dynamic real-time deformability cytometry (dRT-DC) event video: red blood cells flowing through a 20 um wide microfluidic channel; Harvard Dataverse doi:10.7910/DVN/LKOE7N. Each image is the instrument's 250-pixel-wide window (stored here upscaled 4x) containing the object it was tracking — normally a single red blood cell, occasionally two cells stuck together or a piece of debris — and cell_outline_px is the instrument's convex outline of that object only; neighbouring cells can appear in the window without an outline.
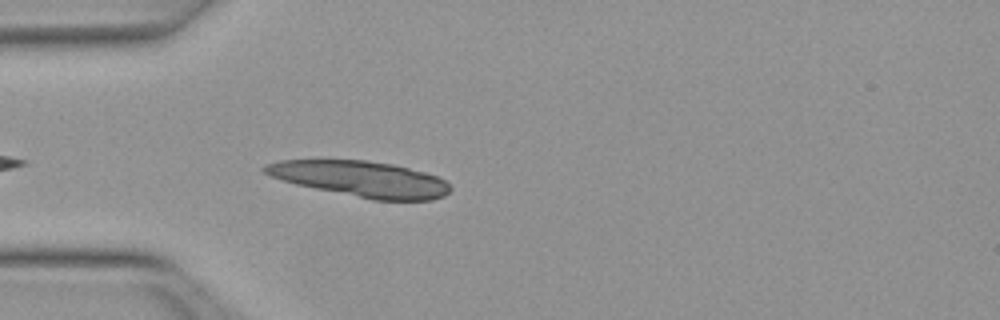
{"species": "Egyptian fruit bat (a non-hibernating species)", "species_latin": "Rousettus aegyptiacus", "temperature_condition": "warm", "stored_images_in_passage": 32, "camera_frame_rate_fps": 3000, "um_per_image_px": 0.085, "animal": {"sex": "female"}, "frame": {"image": 1, "passage_image": 3, "time_ms": 0.667, "image_size_px": [1000, 320], "cell_outline_px": [[452, 188], [444, 196], [432, 200], [372, 200], [296, 184], [272, 176], [264, 172], [260, 168], [264, 164], [280, 160], [368, 160], [392, 164], [424, 172], [436, 176], [444, 180]], "centroid_in_image_um": [30.66, 15.2], "position_along_channel_um": 54.3, "area_um2": 38.38}}